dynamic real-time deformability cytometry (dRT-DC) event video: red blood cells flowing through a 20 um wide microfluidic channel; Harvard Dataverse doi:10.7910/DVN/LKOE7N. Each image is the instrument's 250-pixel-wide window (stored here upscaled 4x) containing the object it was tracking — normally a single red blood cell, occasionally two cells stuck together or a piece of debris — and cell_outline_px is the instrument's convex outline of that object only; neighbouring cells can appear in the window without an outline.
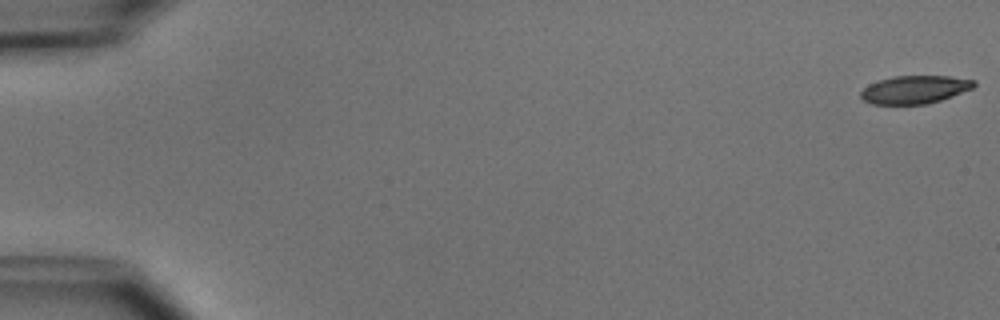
{"species": "common noctule bat (a hibernating species)", "species_latin": "Nyctalus noctula", "temperature_condition": "cold", "stored_images_in_passage": 5, "camera_frame_rate_fps": 3000, "um_per_image_px": 0.085, "animal": {"sex": "male", "body_mass_g": 15.6}, "frame": {"image": 1, "passage_image": 1, "time_ms": 0.0, "image_size_px": [1000, 320], "cell_outline_px": [[976, 84], [972, 88], [952, 96], [928, 104], [872, 104], [864, 100], [860, 96], [860, 92], [868, 84], [892, 76], [948, 76], [976, 80]], "centroid_in_image_um": [77.74, 7.61], "position_along_channel_um": 7.3, "area_um2": 18.44}}
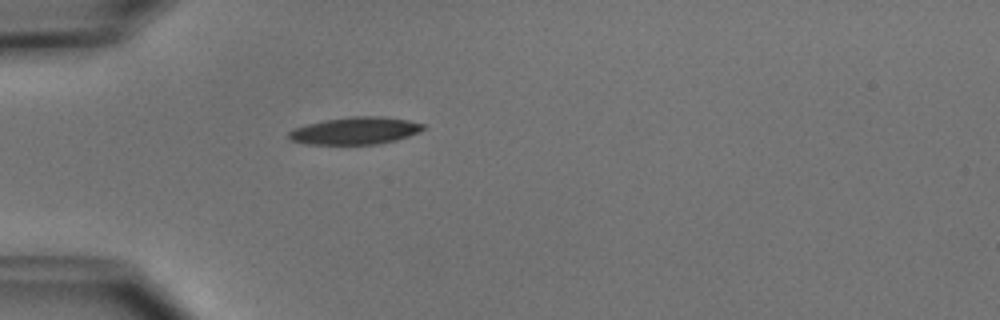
{"frame": {"image": 2, "passage_image": 5, "time_ms": 5.0, "image_size_px": [1000, 320], "cell_outline_px": [[424, 128], [420, 132], [396, 140], [376, 144], [304, 144], [288, 140], [288, 132], [296, 128], [308, 124], [324, 120], [352, 116], [384, 116], [408, 120], [424, 124]], "centroid_in_image_um": [30.19, 11.11], "position_along_channel_um": 54.8, "area_um2": 21.39}}